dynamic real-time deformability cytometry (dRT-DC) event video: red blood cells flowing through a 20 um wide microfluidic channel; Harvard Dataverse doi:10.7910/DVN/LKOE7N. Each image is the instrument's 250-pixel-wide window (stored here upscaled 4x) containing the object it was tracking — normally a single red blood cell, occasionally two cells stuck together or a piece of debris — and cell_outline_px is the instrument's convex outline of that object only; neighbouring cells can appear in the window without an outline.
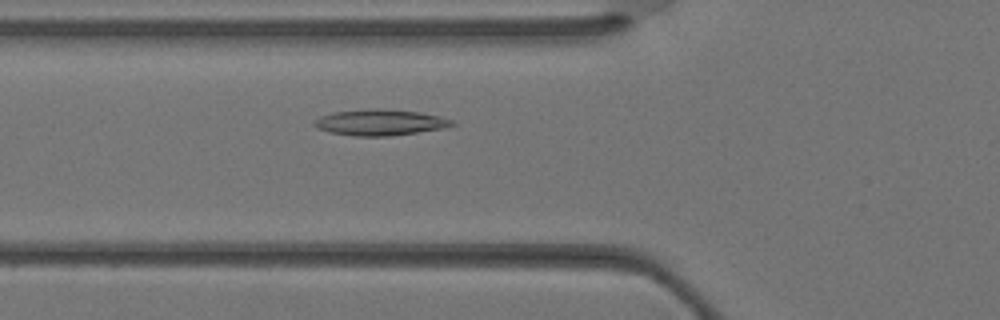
{"species": "Egyptian fruit bat (a non-hibernating species)", "species_latin": "Rousettus aegyptiacus", "temperature_condition": "warm", "stored_images_in_passage": 32, "camera_frame_rate_fps": 3000, "um_per_image_px": 0.085, "animal": {"sex": "female"}, "frame": {"image": 1, "passage_image": 9, "time_ms": 2.667, "image_size_px": [1000, 320], "cell_outline_px": [[456, 124], [444, 128], [388, 136], [352, 136], [332, 132], [316, 128], [312, 124], [312, 120], [320, 116], [332, 112], [376, 108], [384, 108], [420, 112], [440, 116], [452, 120]], "centroid_in_image_um": [32.27, 10.39], "position_along_channel_um": 93.5, "area_um2": 20.98}}
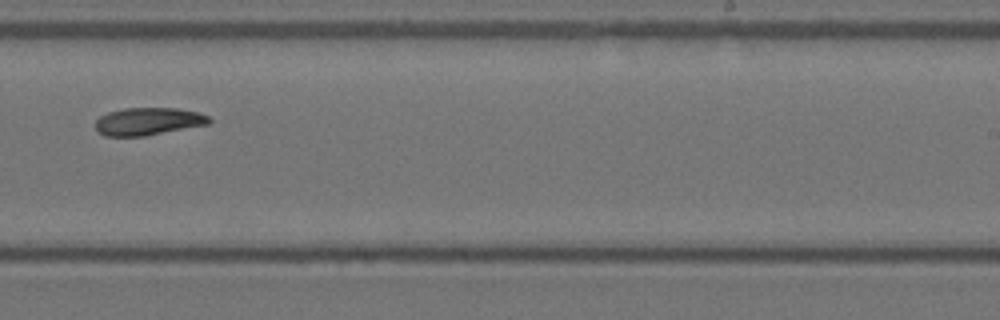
{"frame": {"image": 2, "passage_image": 19, "time_ms": 6.0, "image_size_px": [1000, 320], "cell_outline_px": [[212, 120], [208, 124], [144, 136], [104, 136], [96, 132], [96, 120], [100, 116], [108, 112], [124, 108], [176, 108], [196, 112], [208, 116]], "centroid_in_image_um": [12.55, 10.32], "position_along_channel_um": 276.4, "area_um2": 18.21}}
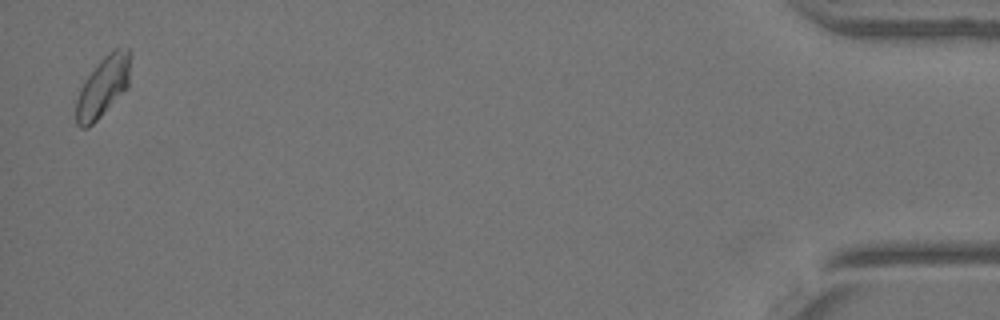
{"frame": {"image": 3, "passage_image": 32, "time_ms": 10.333, "image_size_px": [1000, 320], "cell_outline_px": [[128, 88], [88, 128], [80, 128], [76, 124], [76, 100], [80, 88], [84, 80], [100, 60], [108, 52], [116, 48], [128, 48]], "centroid_in_image_um": [8.71, 7.4], "position_along_channel_um": 426.5, "area_um2": 18.73}}